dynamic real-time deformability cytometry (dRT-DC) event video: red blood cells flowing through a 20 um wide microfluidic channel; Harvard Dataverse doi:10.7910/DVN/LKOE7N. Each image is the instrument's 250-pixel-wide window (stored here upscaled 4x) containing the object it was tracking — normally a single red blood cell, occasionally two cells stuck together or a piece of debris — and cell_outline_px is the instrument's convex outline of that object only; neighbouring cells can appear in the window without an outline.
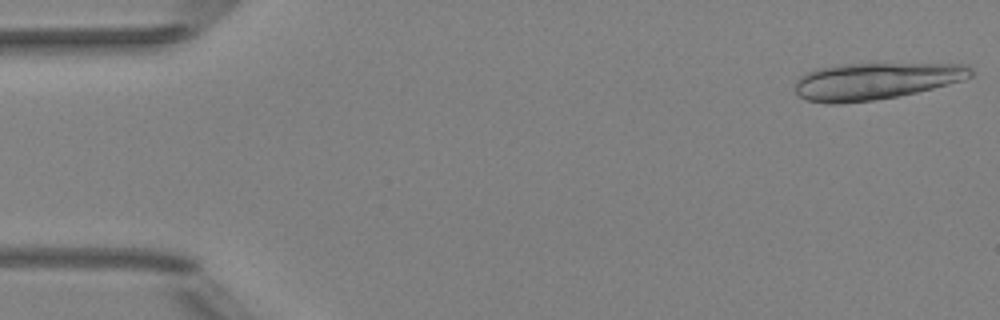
{"species": "Egyptian fruit bat (a non-hibernating species)", "species_latin": "Rousettus aegyptiacus", "temperature_condition": "room temperature", "stored_images_in_passage": 15, "camera_frame_rate_fps": 3000, "um_per_image_px": 0.085, "animal": {"sex": "female"}, "frame": {"image": 1, "passage_image": 1, "time_ms": 0.0, "image_size_px": [1000, 320], "cell_outline_px": [[972, 76], [964, 80], [916, 92], [896, 96], [872, 100], [840, 104], [828, 104], [804, 100], [796, 92], [796, 80], [800, 76], [816, 68], [840, 64], [872, 60], [880, 60], [968, 64], [972, 68]], "centroid_in_image_um": [74.47, 6.81], "position_along_channel_um": 10.5, "area_um2": 39.59}}